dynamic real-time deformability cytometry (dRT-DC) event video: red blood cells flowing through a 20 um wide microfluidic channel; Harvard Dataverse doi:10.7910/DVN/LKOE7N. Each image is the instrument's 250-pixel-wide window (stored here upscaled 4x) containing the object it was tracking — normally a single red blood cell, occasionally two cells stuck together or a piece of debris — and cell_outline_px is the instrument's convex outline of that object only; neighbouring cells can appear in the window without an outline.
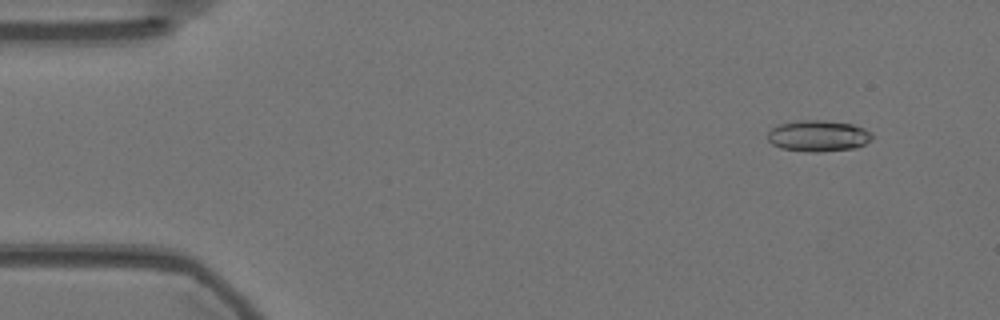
{"species": "Egyptian fruit bat (a non-hibernating species)", "species_latin": "Rousettus aegyptiacus", "temperature_condition": "warm", "stored_images_in_passage": 15, "camera_frame_rate_fps": 3000, "um_per_image_px": 0.085, "animal": {"sex": "female"}, "frame": {"image": 1, "passage_image": 5, "time_ms": 1.333, "image_size_px": [1000, 320], "cell_outline_px": [[872, 140], [856, 148], [820, 152], [808, 152], [780, 148], [772, 144], [768, 140], [768, 132], [772, 128], [780, 124], [800, 120], [824, 120], [852, 124], [864, 128], [872, 132]], "centroid_in_image_um": [69.57, 11.55], "position_along_channel_um": 15.4, "area_um2": 19.13}}
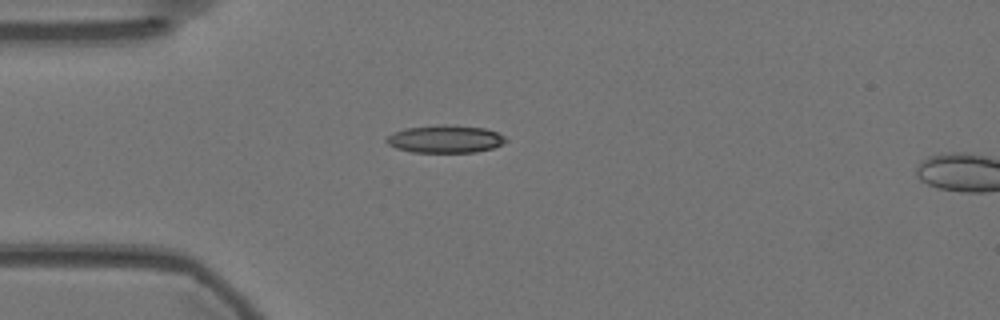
{"frame": {"image": 2, "passage_image": 15, "time_ms": 4.667, "image_size_px": [1000, 320], "cell_outline_px": [[508, 140], [492, 148], [476, 152], [412, 152], [396, 148], [388, 144], [384, 140], [392, 132], [404, 128], [440, 124], [448, 124], [484, 128], [496, 132], [504, 136]], "centroid_in_image_um": [37.8, 11.8], "position_along_channel_um": 47.2, "area_um2": 19.31}}